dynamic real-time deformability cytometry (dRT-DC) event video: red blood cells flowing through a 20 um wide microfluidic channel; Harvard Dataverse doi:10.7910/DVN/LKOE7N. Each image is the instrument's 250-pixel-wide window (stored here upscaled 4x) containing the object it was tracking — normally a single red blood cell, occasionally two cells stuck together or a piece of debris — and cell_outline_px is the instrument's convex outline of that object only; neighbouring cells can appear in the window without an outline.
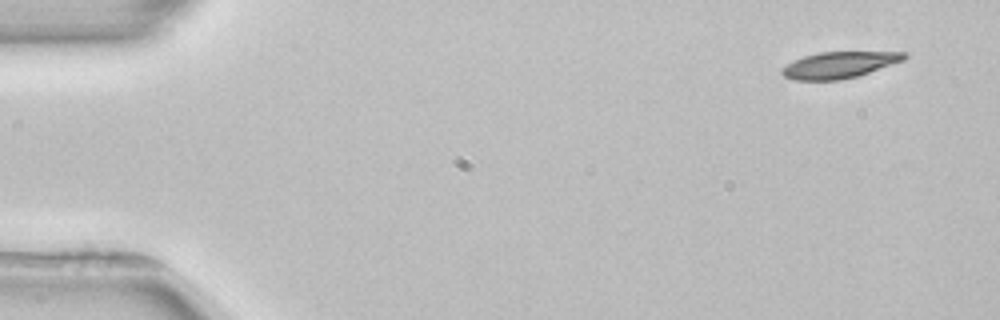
{"species": "common noctule bat (a hibernating species)", "species_latin": "Nyctalus noctula", "temperature_condition": "room temperature", "stored_images_in_passage": 4, "camera_frame_rate_fps": 3000, "um_per_image_px": 0.085, "animal": {"sex": "female", "body_mass_g": 22.7, "forearm_length_mm": 54.2}, "frame": {"image": 1, "passage_image": 1, "time_ms": 0.0, "image_size_px": [1000, 320], "cell_outline_px": [[908, 56], [904, 60], [856, 76], [840, 80], [792, 80], [784, 76], [780, 72], [780, 68], [804, 56], [820, 52], [908, 52]], "centroid_in_image_um": [71.31, 5.52], "position_along_channel_um": 13.7, "area_um2": 18.61}}
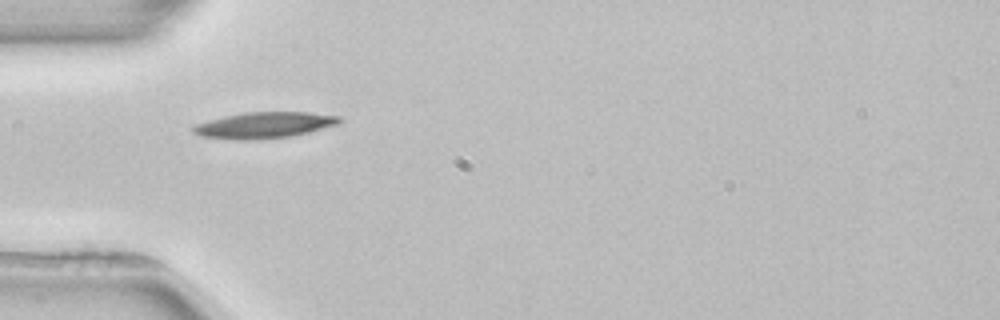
{"frame": {"image": 2, "passage_image": 3, "time_ms": 4.333, "image_size_px": [1000, 320], "cell_outline_px": [[344, 120], [340, 124], [292, 136], [244, 140], [236, 140], [200, 136], [192, 132], [192, 128], [196, 124], [208, 120], [224, 116], [244, 112], [308, 112], [340, 116]], "centroid_in_image_um": [22.48, 10.63], "position_along_channel_um": 62.5, "area_um2": 22.31}}